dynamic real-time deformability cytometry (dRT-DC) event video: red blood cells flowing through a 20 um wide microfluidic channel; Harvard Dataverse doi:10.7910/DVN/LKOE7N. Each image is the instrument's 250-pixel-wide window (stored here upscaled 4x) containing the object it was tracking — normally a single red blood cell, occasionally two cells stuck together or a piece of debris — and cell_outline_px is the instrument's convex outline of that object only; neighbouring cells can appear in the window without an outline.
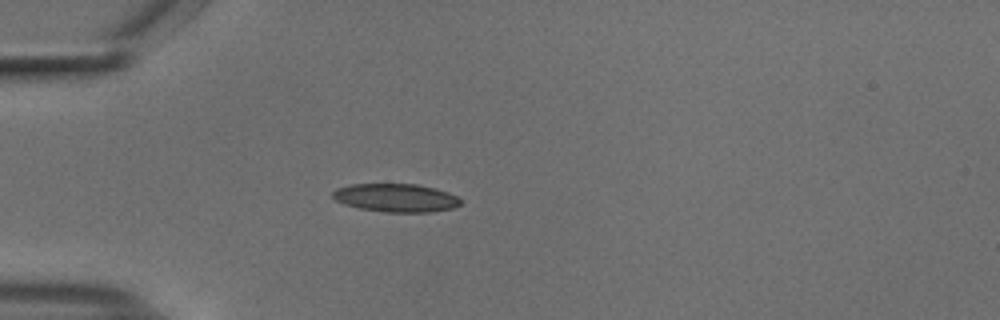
{"species": "common noctule bat (a hibernating species)", "species_latin": "Nyctalus noctula", "temperature_condition": "cold", "stored_images_in_passage": 38, "camera_frame_rate_fps": 3000, "um_per_image_px": 0.085, "animal": {"sex": "male", "body_mass_g": 18.8}, "frame": {"image": 1, "passage_image": 3, "time_ms": 0.667, "image_size_px": [1000, 320], "cell_outline_px": [[460, 204], [452, 208], [428, 212], [388, 212], [360, 208], [344, 204], [336, 200], [332, 196], [332, 192], [336, 188], [352, 184], [416, 184], [436, 188], [448, 192], [456, 196], [460, 200]], "centroid_in_image_um": [33.63, 16.8], "position_along_channel_um": 51.4, "area_um2": 20.92}}
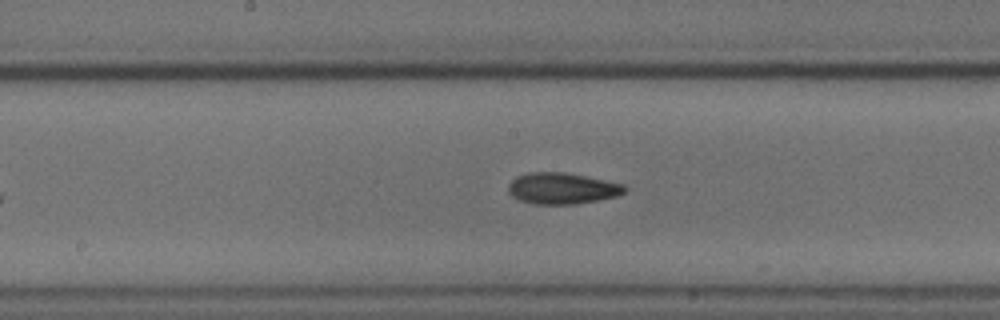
{"frame": {"image": 2, "passage_image": 16, "time_ms": 5.0, "image_size_px": [1000, 320], "cell_outline_px": [[628, 188], [624, 192], [616, 196], [596, 200], [572, 204], [536, 204], [520, 200], [512, 196], [508, 192], [508, 184], [516, 176], [528, 172], [564, 172], [624, 184]], "centroid_in_image_um": [47.75, 16.0], "position_along_channel_um": 200.5, "area_um2": 21.04}}
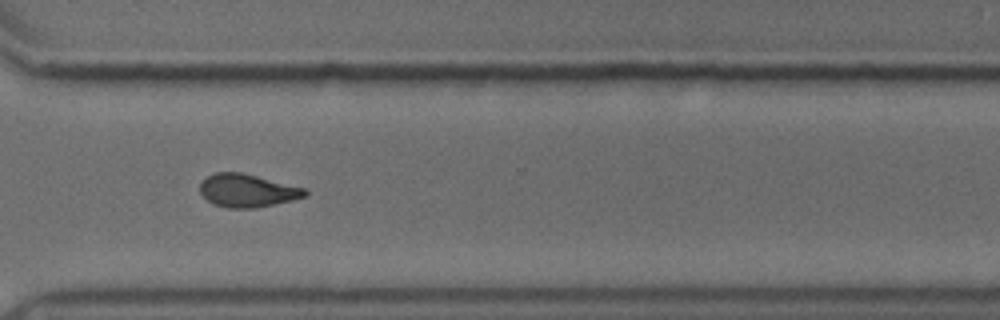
{"frame": {"image": 3, "passage_image": 28, "time_ms": 9.0, "image_size_px": [1000, 320], "cell_outline_px": [[308, 192], [304, 196], [292, 200], [256, 208], [228, 208], [212, 204], [200, 192], [200, 184], [208, 176], [216, 172], [240, 172], [304, 188]], "centroid_in_image_um": [20.99, 16.21], "position_along_channel_um": 349.6, "area_um2": 19.88}, "authors_computed_cell_mechanics": {"area_um2": 20.4323, "velocity_mm_per_s": 3.7369, "shape_relaxation_time_tau1_ms": null, "shape_relaxation_time_tau2_ms": 3.7573, "deformation_change_tau1": null, "deformation_change_tau2": 0.0925}}